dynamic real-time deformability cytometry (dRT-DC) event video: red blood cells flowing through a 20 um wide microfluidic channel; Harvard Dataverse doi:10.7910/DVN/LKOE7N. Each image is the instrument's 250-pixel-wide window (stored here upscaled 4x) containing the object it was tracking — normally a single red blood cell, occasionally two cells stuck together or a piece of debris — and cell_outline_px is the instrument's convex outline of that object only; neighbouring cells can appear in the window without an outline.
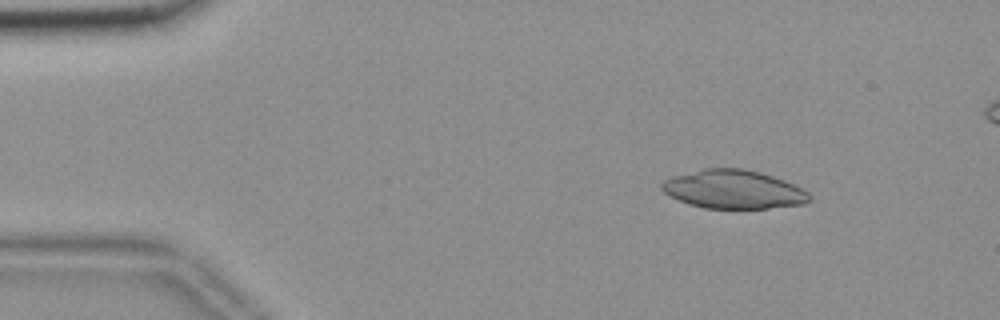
{"species": "common noctule bat (a hibernating species)", "species_latin": "Nyctalus noctula", "temperature_condition": "room temperature", "stored_images_in_passage": 15, "camera_frame_rate_fps": 3000, "um_per_image_px": 0.085, "animal": {"sex": "female", "body_mass_g": 18.4}, "frame": {"image": 1, "passage_image": 7, "time_ms": 2.0, "image_size_px": [1000, 320], "cell_outline_px": [[812, 200], [804, 204], [768, 208], [704, 208], [688, 204], [664, 192], [660, 188], [660, 184], [664, 180], [672, 176], [704, 168], [744, 168], [760, 172], [784, 180], [808, 192], [812, 196]], "centroid_in_image_um": [62.35, 16.09], "position_along_channel_um": 22.7, "area_um2": 33.18}}